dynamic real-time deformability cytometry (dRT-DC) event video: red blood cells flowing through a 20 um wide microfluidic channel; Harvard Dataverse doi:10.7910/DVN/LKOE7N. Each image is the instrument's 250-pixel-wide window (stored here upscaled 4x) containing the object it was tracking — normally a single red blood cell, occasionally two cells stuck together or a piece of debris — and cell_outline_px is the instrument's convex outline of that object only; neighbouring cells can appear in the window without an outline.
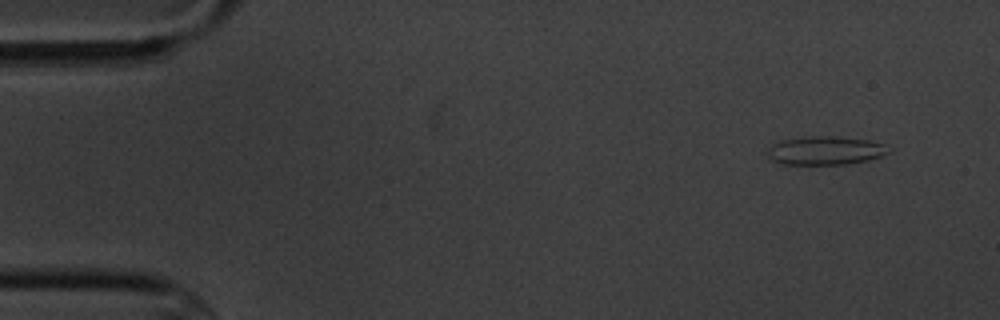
{"species": "common noctule bat (a hibernating species)", "species_latin": "Nyctalus noctula", "temperature_condition": "cold", "stored_images_in_passage": 7, "camera_frame_rate_fps": 3000, "um_per_image_px": 0.085, "animal": {"sex": "male", "body_mass_g": 20.1, "forearm_length_mm": 53.5}, "frame": {"image": 1, "passage_image": 1, "time_ms": 0.0, "image_size_px": [1000, 320], "cell_outline_px": [[892, 152], [868, 160], [848, 164], [784, 164], [772, 160], [764, 152], [772, 144], [780, 140], [808, 136], [836, 136], [868, 140], [884, 144], [892, 148]], "centroid_in_image_um": [70.15, 12.79], "position_along_channel_um": 14.8, "area_um2": 20.4}}
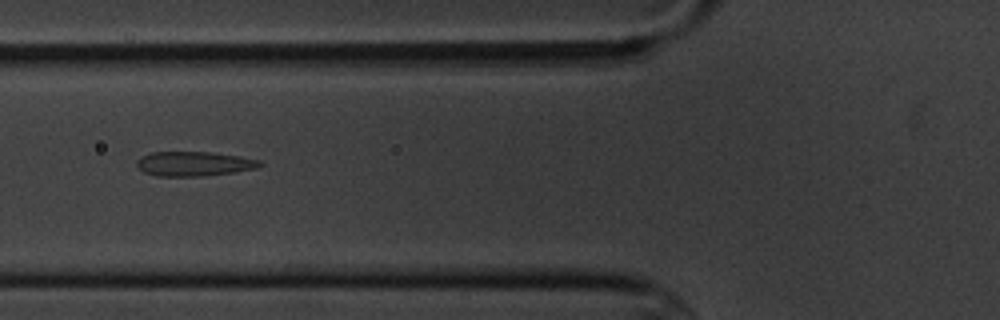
{"frame": {"image": 2, "passage_image": 6, "time_ms": 5.667, "image_size_px": [1000, 320], "cell_outline_px": [[264, 164], [256, 168], [236, 172], [204, 176], [156, 176], [144, 172], [136, 164], [136, 160], [140, 156], [152, 152], [212, 152], [240, 156], [260, 160]], "centroid_in_image_um": [16.5, 13.92], "position_along_channel_um": 109.3, "area_um2": 17.74}}
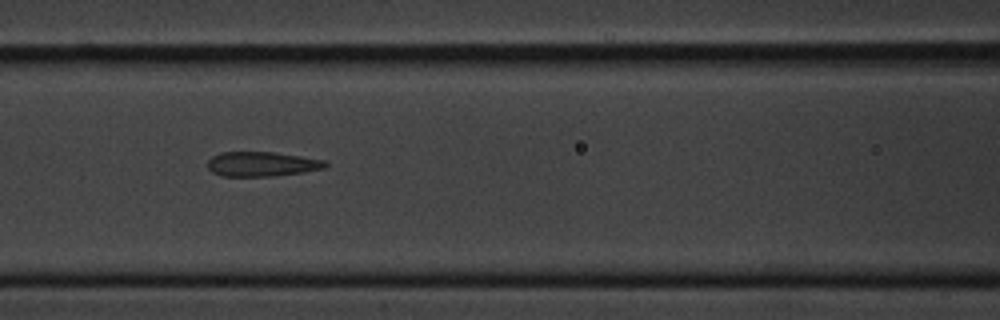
{"frame": {"image": 3, "passage_image": 7, "time_ms": 6.667, "image_size_px": [1000, 320], "cell_outline_px": [[328, 164], [324, 168], [304, 172], [272, 176], [220, 176], [212, 172], [208, 168], [208, 160], [212, 156], [220, 152], [272, 152], [300, 156], [324, 160]], "centroid_in_image_um": [22.23, 13.94], "position_along_channel_um": 144.4, "area_um2": 16.88}}